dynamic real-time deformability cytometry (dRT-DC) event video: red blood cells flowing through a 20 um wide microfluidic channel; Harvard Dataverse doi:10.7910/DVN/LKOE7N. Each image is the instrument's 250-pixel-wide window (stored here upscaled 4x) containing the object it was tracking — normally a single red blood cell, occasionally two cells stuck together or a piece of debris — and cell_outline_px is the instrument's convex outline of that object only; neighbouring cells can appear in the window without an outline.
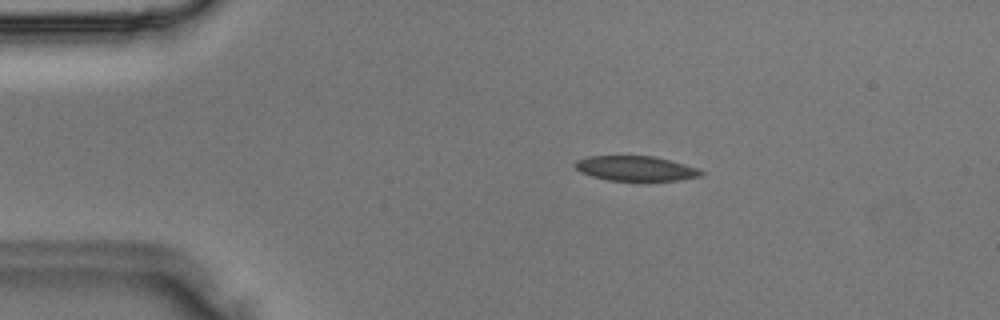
{"species": "Egyptian fruit bat (a non-hibernating species)", "species_latin": "Rousettus aegyptiacus", "temperature_condition": "room temperature", "stored_images_in_passage": 37, "camera_frame_rate_fps": 3000, "um_per_image_px": 0.085, "animal": {"sex": "male"}, "frame": {"image": 1, "passage_image": 7, "time_ms": 2.0, "image_size_px": [1000, 320], "cell_outline_px": [[704, 172], [700, 176], [676, 180], [608, 180], [592, 176], [580, 172], [572, 164], [576, 160], [588, 156], [656, 156], [700, 168]], "centroid_in_image_um": [54.02, 14.3], "position_along_channel_um": 31.0, "area_um2": 18.26}}
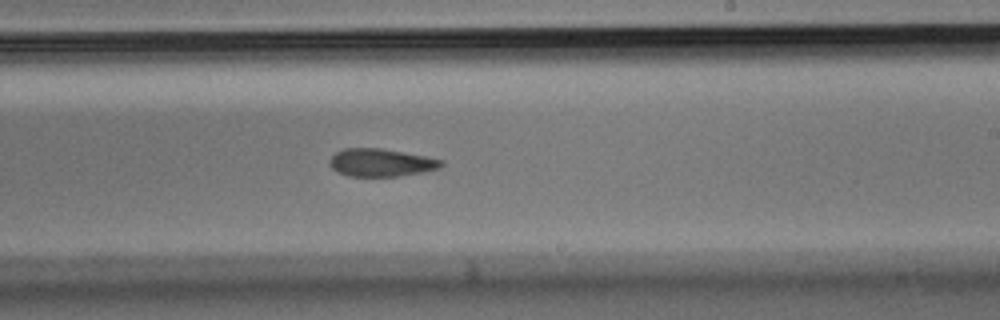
{"frame": {"image": 2, "passage_image": 22, "time_ms": 7.0, "image_size_px": [1000, 320], "cell_outline_px": [[444, 164], [440, 168], [420, 172], [396, 176], [348, 176], [336, 172], [332, 168], [328, 160], [336, 152], [344, 148], [380, 148], [404, 152], [444, 160]], "centroid_in_image_um": [32.36, 13.81], "position_along_channel_um": 256.6, "area_um2": 18.03}}
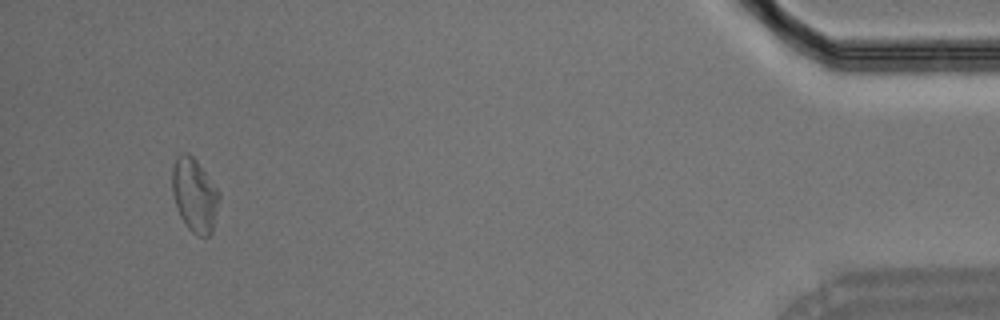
{"frame": {"image": 3, "passage_image": 35, "time_ms": 11.333, "image_size_px": [1000, 320], "cell_outline_px": [[220, 196], [212, 232], [208, 236], [200, 236], [192, 232], [188, 228], [180, 216], [176, 208], [172, 192], [172, 168], [176, 156], [180, 152], [188, 152], [196, 160], [220, 192]], "centroid_in_image_um": [16.52, 16.56], "position_along_channel_um": 418.7, "area_um2": 20.23}}